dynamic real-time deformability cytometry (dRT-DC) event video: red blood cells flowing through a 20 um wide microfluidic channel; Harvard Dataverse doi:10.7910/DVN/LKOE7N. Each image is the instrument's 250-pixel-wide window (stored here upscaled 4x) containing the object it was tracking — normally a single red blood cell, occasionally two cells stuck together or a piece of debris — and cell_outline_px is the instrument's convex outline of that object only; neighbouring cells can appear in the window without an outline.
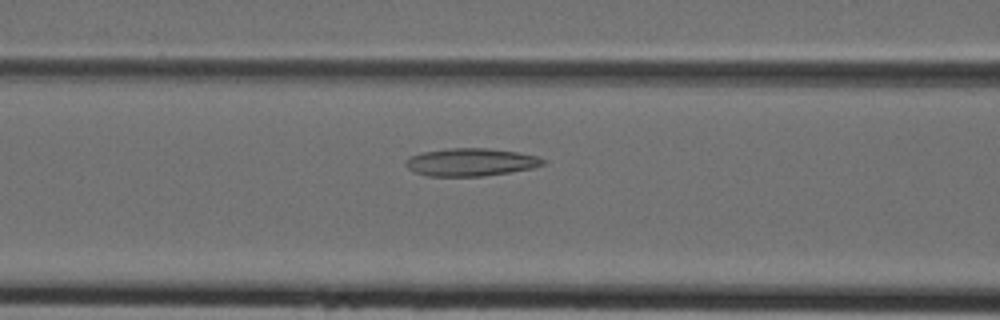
{"species": "Egyptian fruit bat (a non-hibernating species)", "species_latin": "Rousettus aegyptiacus", "temperature_condition": "cold", "stored_images_in_passage": 23, "camera_frame_rate_fps": 3000, "um_per_image_px": 0.085, "animal": {"sex": "female"}, "frame": {"image": 1, "passage_image": 15, "time_ms": 4.667, "image_size_px": [1000, 320], "cell_outline_px": [[544, 164], [532, 168], [484, 176], [428, 176], [416, 172], [408, 168], [404, 164], [404, 160], [408, 156], [424, 152], [448, 148], [488, 148], [516, 152], [536, 156], [544, 160]], "centroid_in_image_um": [39.96, 13.78], "position_along_channel_um": 126.6, "area_um2": 22.08}}
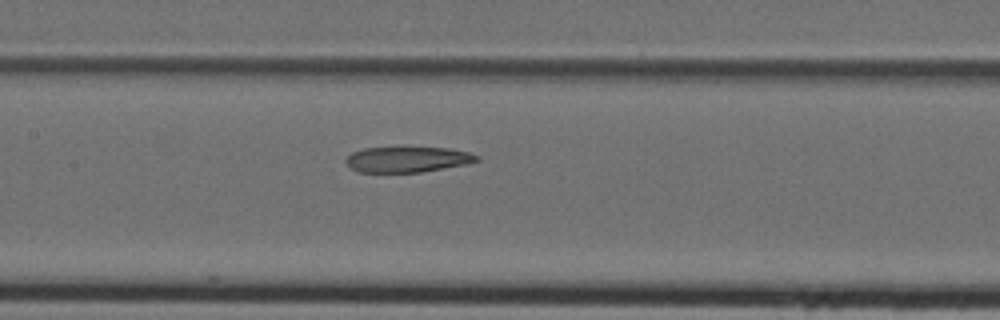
{"frame": {"image": 2, "passage_image": 18, "time_ms": 5.667, "image_size_px": [1000, 320], "cell_outline_px": [[480, 160], [468, 164], [420, 172], [360, 172], [352, 168], [344, 160], [352, 152], [364, 148], [452, 148], [468, 152], [480, 156]], "centroid_in_image_um": [34.68, 13.55], "position_along_channel_um": 172.7, "area_um2": 19.36}}
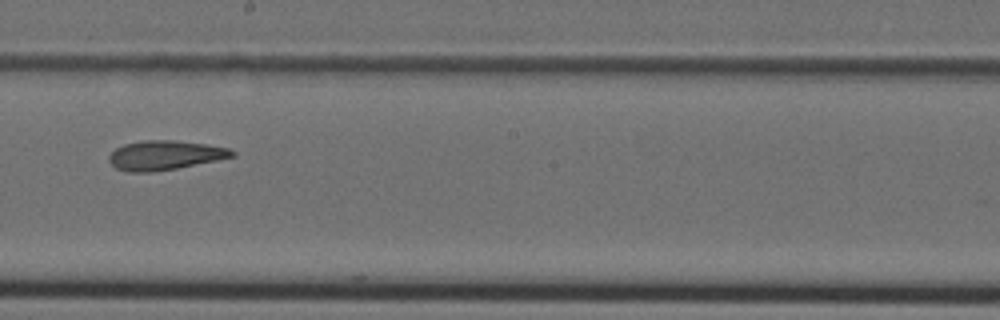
{"frame": {"image": 3, "passage_image": 22, "time_ms": 7.0, "image_size_px": [1000, 320], "cell_outline_px": [[236, 156], [176, 168], [152, 172], [128, 172], [116, 168], [108, 160], [108, 156], [116, 148], [124, 144], [144, 140], [176, 140], [204, 144], [228, 148], [236, 152]], "centroid_in_image_um": [13.99, 13.19], "position_along_channel_um": 234.2, "area_um2": 20.92}}